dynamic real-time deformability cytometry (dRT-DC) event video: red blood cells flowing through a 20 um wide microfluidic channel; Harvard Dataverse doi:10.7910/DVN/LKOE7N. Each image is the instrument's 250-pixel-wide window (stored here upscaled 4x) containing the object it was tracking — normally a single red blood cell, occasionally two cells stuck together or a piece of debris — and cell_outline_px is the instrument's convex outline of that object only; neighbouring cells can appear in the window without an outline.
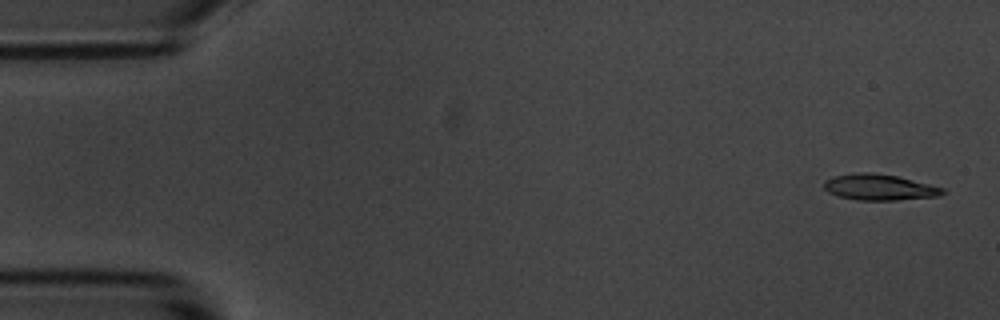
{"species": "common noctule bat (a hibernating species)", "species_latin": "Nyctalus noctula", "temperature_condition": "room temperature", "stored_images_in_passage": 6, "camera_frame_rate_fps": 3000, "um_per_image_px": 0.085, "animal": {"sex": "male", "body_mass_g": 20.1, "forearm_length_mm": 53.5}, "frame": {"image": 1, "passage_image": 1, "time_ms": 0.0, "image_size_px": [1000, 320], "cell_outline_px": [[948, 192], [940, 196], [896, 200], [856, 200], [836, 196], [828, 192], [824, 188], [824, 180], [836, 176], [856, 172], [872, 172], [896, 176], [944, 188]], "centroid_in_image_um": [74.74, 15.92], "position_along_channel_um": 10.3, "area_um2": 18.03}}
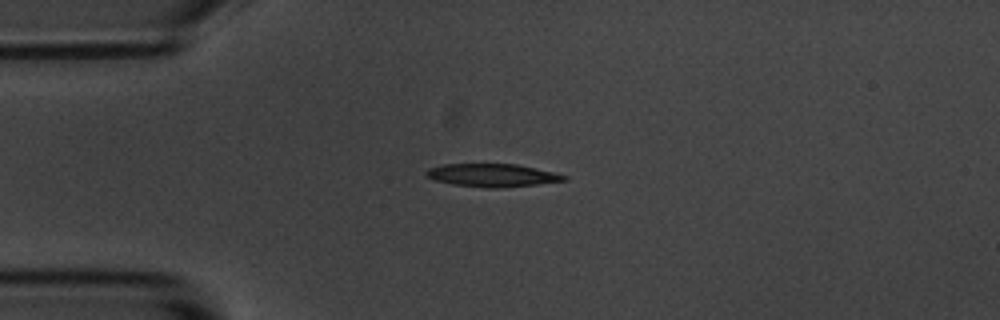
{"frame": {"image": 2, "passage_image": 4, "time_ms": 1.0, "image_size_px": [1000, 320], "cell_outline_px": [[568, 180], [504, 188], [488, 188], [452, 184], [436, 180], [424, 176], [424, 172], [428, 168], [440, 164], [516, 164], [556, 172], [568, 176]], "centroid_in_image_um": [41.84, 14.89], "position_along_channel_um": 43.2, "area_um2": 18.67}}